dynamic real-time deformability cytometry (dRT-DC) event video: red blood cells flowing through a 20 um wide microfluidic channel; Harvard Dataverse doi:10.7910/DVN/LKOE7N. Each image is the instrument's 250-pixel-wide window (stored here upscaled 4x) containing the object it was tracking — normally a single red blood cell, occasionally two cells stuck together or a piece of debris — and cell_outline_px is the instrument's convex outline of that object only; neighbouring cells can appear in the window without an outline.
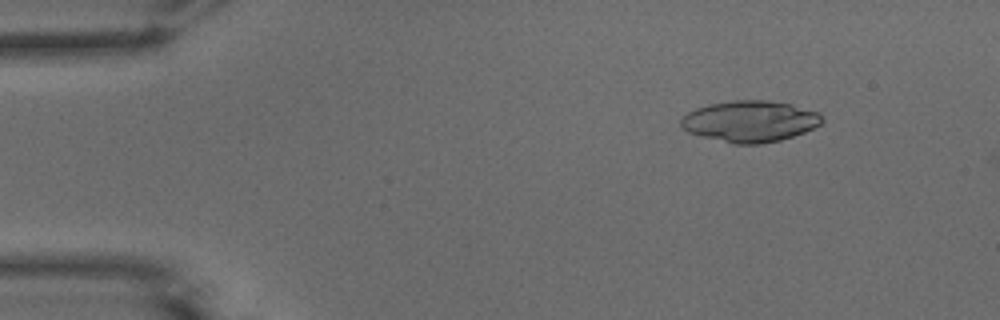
{"species": "common noctule bat (a hibernating species)", "species_latin": "Nyctalus noctula", "temperature_condition": "warm", "stored_images_in_passage": 52, "camera_frame_rate_fps": 3000, "um_per_image_px": 0.085, "animal": {"sex": "male", "body_mass_g": 15.6}, "frame": {"image": 1, "passage_image": 7, "time_ms": 2.0, "image_size_px": [1000, 320], "cell_outline_px": [[824, 120], [820, 124], [804, 132], [780, 140], [760, 144], [736, 144], [688, 132], [680, 124], [680, 120], [688, 112], [696, 108], [708, 104], [736, 100], [768, 100], [792, 104], [820, 112]], "centroid_in_image_um": [63.78, 10.29], "position_along_channel_um": 21.2, "area_um2": 33.76}}